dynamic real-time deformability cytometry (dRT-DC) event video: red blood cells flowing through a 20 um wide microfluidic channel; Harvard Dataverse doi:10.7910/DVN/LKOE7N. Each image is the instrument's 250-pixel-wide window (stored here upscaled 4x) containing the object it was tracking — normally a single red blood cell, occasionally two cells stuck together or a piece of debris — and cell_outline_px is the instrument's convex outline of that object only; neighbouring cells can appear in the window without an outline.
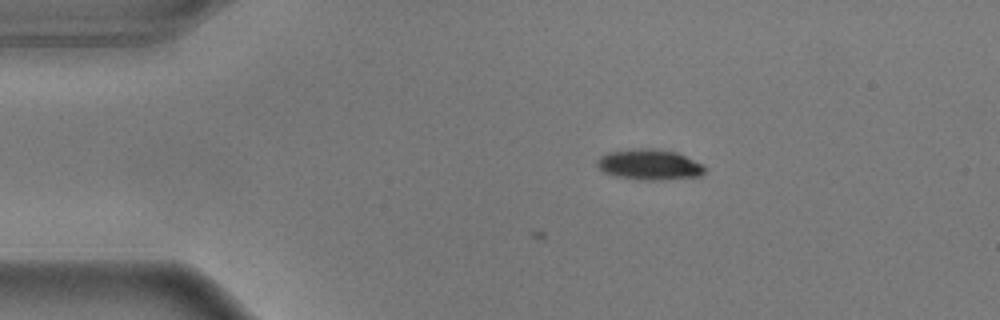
{"species": "common noctule bat (a hibernating species)", "species_latin": "Nyctalus noctula", "temperature_condition": "warm", "stored_images_in_passage": 6, "camera_frame_rate_fps": 3000, "um_per_image_px": 0.085, "animal": {"sex": "male", "body_mass_g": 17.9}, "frame": {"image": 1, "passage_image": 6, "time_ms": 1.667, "image_size_px": [1000, 320], "cell_outline_px": [[708, 168], [700, 176], [664, 180], [644, 180], [616, 176], [604, 172], [596, 164], [596, 160], [600, 156], [608, 152], [628, 148], [652, 148], [676, 152], [704, 164]], "centroid_in_image_um": [55.22, 13.98], "position_along_channel_um": 29.8, "area_um2": 19.48}}